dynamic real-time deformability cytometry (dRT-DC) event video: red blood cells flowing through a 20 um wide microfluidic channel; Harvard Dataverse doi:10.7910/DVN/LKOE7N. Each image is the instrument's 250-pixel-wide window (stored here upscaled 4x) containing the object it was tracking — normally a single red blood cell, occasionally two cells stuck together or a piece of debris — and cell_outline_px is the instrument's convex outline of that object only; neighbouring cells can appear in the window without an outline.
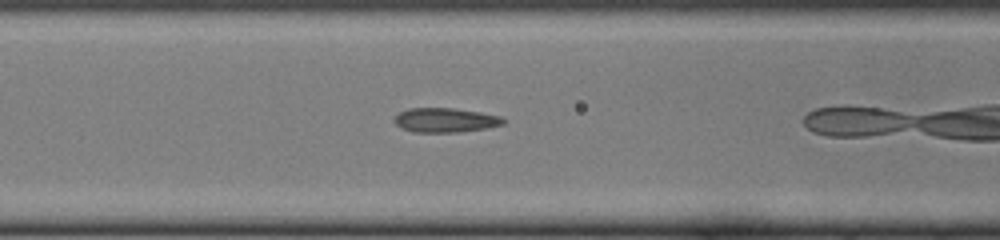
{"species": "common noctule bat (a hibernating species)", "species_latin": "Nyctalus noctula", "temperature_condition": "cold", "stored_images_in_passage": 13, "camera_frame_rate_fps": 3000, "um_per_image_px": 0.085, "animal": {"sex": "female", "body_mass_g": 22.0, "forearm_length_mm": 56.7}, "frame": {"image": 1, "passage_image": 6, "time_ms": 1.667, "image_size_px": [1000, 240], "cell_outline_px": [[504, 124], [488, 128], [456, 132], [412, 132], [396, 124], [392, 120], [400, 112], [408, 108], [452, 108], [480, 112], [500, 116], [504, 120]], "centroid_in_image_um": [37.84, 10.21], "position_along_channel_um": 128.8, "area_um2": 15.37}}
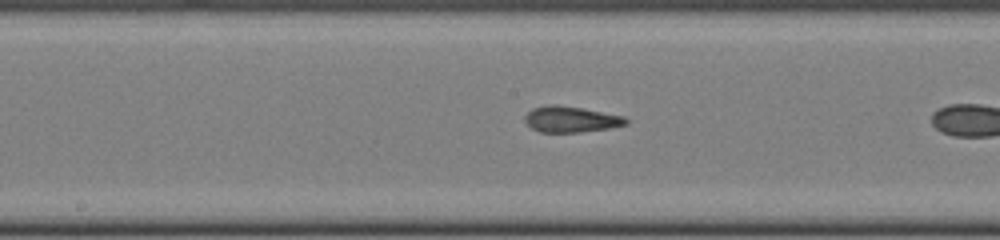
{"frame": {"image": 2, "passage_image": 11, "time_ms": 3.333, "image_size_px": [1000, 240], "cell_outline_px": [[628, 124], [612, 128], [580, 132], [540, 132], [532, 128], [524, 120], [524, 116], [532, 108], [548, 104], [556, 104], [580, 108], [624, 116], [628, 120]], "centroid_in_image_um": [48.52, 10.14], "position_along_channel_um": 199.7, "area_um2": 15.32}}